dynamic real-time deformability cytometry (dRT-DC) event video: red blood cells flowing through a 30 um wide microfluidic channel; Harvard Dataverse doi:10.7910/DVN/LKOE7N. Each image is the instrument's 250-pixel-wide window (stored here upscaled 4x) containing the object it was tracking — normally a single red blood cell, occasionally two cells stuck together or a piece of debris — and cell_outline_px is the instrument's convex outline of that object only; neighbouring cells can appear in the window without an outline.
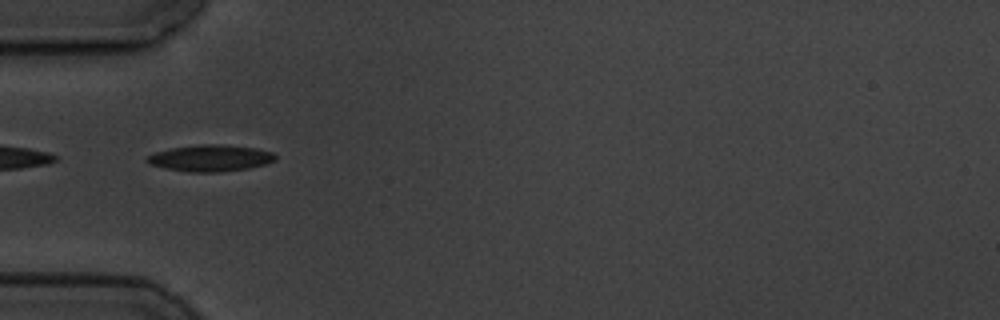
{"species": "common noctule bat (a hibernating species)", "species_latin": "Nyctalus noctula", "temperature_condition": "cold", "stored_images_in_passage": 4, "camera_frame_rate_fps": 3000, "um_per_image_px": 0.085, "animal": {"sex": "male", "body_mass_g": 19.5, "forearm_length_mm": 54.6}, "frame": {"image": 1, "passage_image": 1, "time_ms": 0.0, "image_size_px": [1000, 320], "cell_outline_px": [[276, 160], [264, 164], [248, 168], [216, 172], [188, 172], [168, 168], [152, 164], [144, 160], [144, 156], [156, 152], [172, 148], [200, 144], [220, 144], [256, 148], [272, 152], [276, 156]], "centroid_in_image_um": [17.88, 13.43], "position_along_channel_um": 67.1, "area_um2": 19.65}}
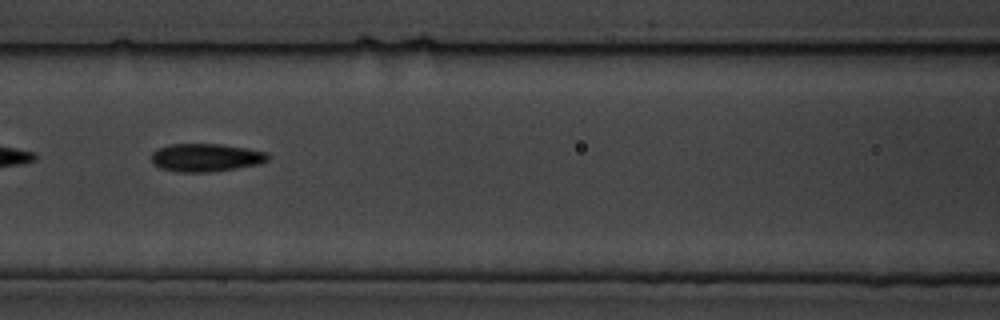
{"frame": {"image": 2, "passage_image": 3, "time_ms": 2.333, "image_size_px": [1000, 320], "cell_outline_px": [[268, 160], [260, 164], [212, 172], [176, 172], [160, 168], [152, 164], [152, 152], [160, 148], [172, 144], [220, 144], [248, 148], [268, 152]], "centroid_in_image_um": [17.51, 13.4], "position_along_channel_um": 149.1, "area_um2": 19.13}}
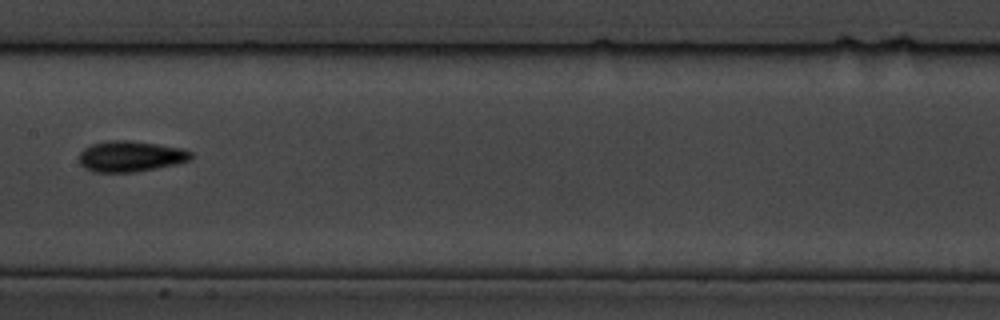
{"frame": {"image": 3, "passage_image": 4, "time_ms": 3.667, "image_size_px": [1000, 320], "cell_outline_px": [[192, 160], [176, 164], [136, 172], [92, 172], [84, 168], [80, 164], [80, 152], [84, 148], [92, 144], [108, 140], [128, 140], [184, 148], [192, 152]], "centroid_in_image_um": [11.11, 13.29], "position_along_channel_um": 196.3, "area_um2": 20.23}}